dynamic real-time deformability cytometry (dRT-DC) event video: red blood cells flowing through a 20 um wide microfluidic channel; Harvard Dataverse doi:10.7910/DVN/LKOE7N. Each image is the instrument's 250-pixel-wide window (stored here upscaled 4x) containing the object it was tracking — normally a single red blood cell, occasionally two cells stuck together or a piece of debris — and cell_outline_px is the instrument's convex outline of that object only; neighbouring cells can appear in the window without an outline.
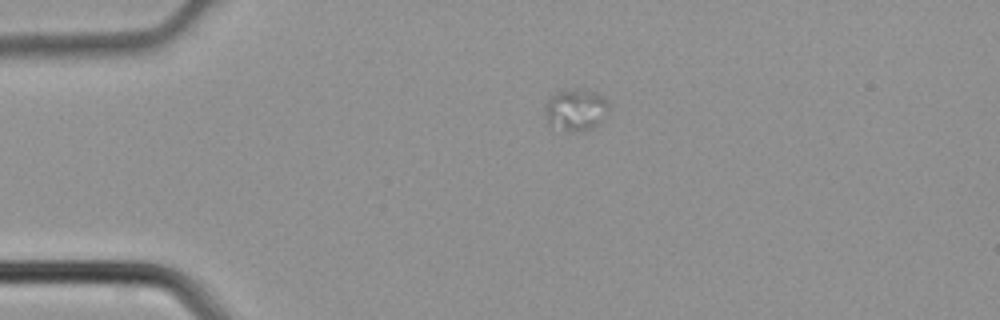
{"species": "common noctule bat (a hibernating species)", "species_latin": "Nyctalus noctula", "temperature_condition": "cold", "stored_images_in_passage": 23, "camera_frame_rate_fps": 3000, "um_per_image_px": 0.085, "animal": {"sex": "male", "body_mass_g": 21.5, "forearm_length_mm": 52.0}, "frame": {"image": 1, "passage_image": 1, "time_ms": 0.0, "image_size_px": [1000, 320], "cell_outline_px": [[608, 108], [604, 120], [580, 132], [572, 132], [548, 124], [548, 100], [552, 96], [560, 92], [572, 88], [576, 88], [596, 92], [608, 104]], "centroid_in_image_um": [48.99, 9.33], "position_along_channel_um": 36.0, "area_um2": 14.85}}